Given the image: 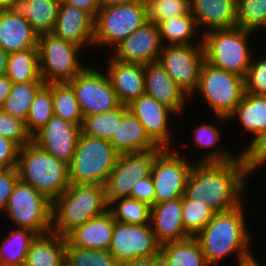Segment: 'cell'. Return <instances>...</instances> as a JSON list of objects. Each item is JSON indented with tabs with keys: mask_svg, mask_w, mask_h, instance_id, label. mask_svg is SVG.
<instances>
[{
	"mask_svg": "<svg viewBox=\"0 0 266 266\" xmlns=\"http://www.w3.org/2000/svg\"><path fill=\"white\" fill-rule=\"evenodd\" d=\"M248 176L238 155L229 162L194 161L184 196L215 213L228 211L244 201Z\"/></svg>",
	"mask_w": 266,
	"mask_h": 266,
	"instance_id": "6da1fadb",
	"label": "cell"
},
{
	"mask_svg": "<svg viewBox=\"0 0 266 266\" xmlns=\"http://www.w3.org/2000/svg\"><path fill=\"white\" fill-rule=\"evenodd\" d=\"M244 202L231 210L215 213L195 236L210 266H219L220 261L233 253L237 254V261L252 253L253 237L246 223Z\"/></svg>",
	"mask_w": 266,
	"mask_h": 266,
	"instance_id": "7a4b0ae2",
	"label": "cell"
},
{
	"mask_svg": "<svg viewBox=\"0 0 266 266\" xmlns=\"http://www.w3.org/2000/svg\"><path fill=\"white\" fill-rule=\"evenodd\" d=\"M105 186L70 184L52 202L51 232L65 237L70 231L108 210Z\"/></svg>",
	"mask_w": 266,
	"mask_h": 266,
	"instance_id": "3957f363",
	"label": "cell"
},
{
	"mask_svg": "<svg viewBox=\"0 0 266 266\" xmlns=\"http://www.w3.org/2000/svg\"><path fill=\"white\" fill-rule=\"evenodd\" d=\"M17 171L21 182L31 185L51 202L70 185L68 164L57 160L33 141L19 149Z\"/></svg>",
	"mask_w": 266,
	"mask_h": 266,
	"instance_id": "277c9868",
	"label": "cell"
},
{
	"mask_svg": "<svg viewBox=\"0 0 266 266\" xmlns=\"http://www.w3.org/2000/svg\"><path fill=\"white\" fill-rule=\"evenodd\" d=\"M251 34L255 33L237 26L206 33L203 35L205 61L245 78L254 56L249 45Z\"/></svg>",
	"mask_w": 266,
	"mask_h": 266,
	"instance_id": "5b68a950",
	"label": "cell"
},
{
	"mask_svg": "<svg viewBox=\"0 0 266 266\" xmlns=\"http://www.w3.org/2000/svg\"><path fill=\"white\" fill-rule=\"evenodd\" d=\"M118 156L119 153L108 140L81 132L73 159L68 165L70 184L104 185Z\"/></svg>",
	"mask_w": 266,
	"mask_h": 266,
	"instance_id": "8992f818",
	"label": "cell"
},
{
	"mask_svg": "<svg viewBox=\"0 0 266 266\" xmlns=\"http://www.w3.org/2000/svg\"><path fill=\"white\" fill-rule=\"evenodd\" d=\"M202 96L216 120L228 121L245 92L244 78L203 62L196 90L190 96Z\"/></svg>",
	"mask_w": 266,
	"mask_h": 266,
	"instance_id": "52a82bcc",
	"label": "cell"
},
{
	"mask_svg": "<svg viewBox=\"0 0 266 266\" xmlns=\"http://www.w3.org/2000/svg\"><path fill=\"white\" fill-rule=\"evenodd\" d=\"M147 20L145 0L99 9L94 20L93 47L114 49Z\"/></svg>",
	"mask_w": 266,
	"mask_h": 266,
	"instance_id": "ba28073f",
	"label": "cell"
},
{
	"mask_svg": "<svg viewBox=\"0 0 266 266\" xmlns=\"http://www.w3.org/2000/svg\"><path fill=\"white\" fill-rule=\"evenodd\" d=\"M37 47L45 84L69 82L87 67L79 56L85 49L52 33L40 35Z\"/></svg>",
	"mask_w": 266,
	"mask_h": 266,
	"instance_id": "9c48e42d",
	"label": "cell"
},
{
	"mask_svg": "<svg viewBox=\"0 0 266 266\" xmlns=\"http://www.w3.org/2000/svg\"><path fill=\"white\" fill-rule=\"evenodd\" d=\"M4 216L17 228H27L37 235L51 232L52 202L31 185L20 180L16 183Z\"/></svg>",
	"mask_w": 266,
	"mask_h": 266,
	"instance_id": "30bf717a",
	"label": "cell"
},
{
	"mask_svg": "<svg viewBox=\"0 0 266 266\" xmlns=\"http://www.w3.org/2000/svg\"><path fill=\"white\" fill-rule=\"evenodd\" d=\"M176 149V150H175ZM181 150L162 149L156 156L151 167V177L154 183V204L182 198L185 193L187 180L192 162L186 159V154L180 155Z\"/></svg>",
	"mask_w": 266,
	"mask_h": 266,
	"instance_id": "8fae6325",
	"label": "cell"
},
{
	"mask_svg": "<svg viewBox=\"0 0 266 266\" xmlns=\"http://www.w3.org/2000/svg\"><path fill=\"white\" fill-rule=\"evenodd\" d=\"M101 70L87 65L68 82L75 91L83 117L112 111L121 105L108 76Z\"/></svg>",
	"mask_w": 266,
	"mask_h": 266,
	"instance_id": "7c38bea8",
	"label": "cell"
},
{
	"mask_svg": "<svg viewBox=\"0 0 266 266\" xmlns=\"http://www.w3.org/2000/svg\"><path fill=\"white\" fill-rule=\"evenodd\" d=\"M162 149L119 154L105 186L108 204L120 198L131 197L133 186L151 173L155 156Z\"/></svg>",
	"mask_w": 266,
	"mask_h": 266,
	"instance_id": "4fadbf2b",
	"label": "cell"
},
{
	"mask_svg": "<svg viewBox=\"0 0 266 266\" xmlns=\"http://www.w3.org/2000/svg\"><path fill=\"white\" fill-rule=\"evenodd\" d=\"M204 61L203 45H163L158 58L165 71L189 96L197 88Z\"/></svg>",
	"mask_w": 266,
	"mask_h": 266,
	"instance_id": "5bb4252c",
	"label": "cell"
},
{
	"mask_svg": "<svg viewBox=\"0 0 266 266\" xmlns=\"http://www.w3.org/2000/svg\"><path fill=\"white\" fill-rule=\"evenodd\" d=\"M160 248L150 224L135 225L114 220L108 251L120 264L139 257L159 255Z\"/></svg>",
	"mask_w": 266,
	"mask_h": 266,
	"instance_id": "9a60e30c",
	"label": "cell"
},
{
	"mask_svg": "<svg viewBox=\"0 0 266 266\" xmlns=\"http://www.w3.org/2000/svg\"><path fill=\"white\" fill-rule=\"evenodd\" d=\"M128 110L144 126L149 138L162 149H172L170 116L178 114L168 106L159 103L147 94L141 95L127 105ZM171 143V144H170Z\"/></svg>",
	"mask_w": 266,
	"mask_h": 266,
	"instance_id": "2e32d148",
	"label": "cell"
},
{
	"mask_svg": "<svg viewBox=\"0 0 266 266\" xmlns=\"http://www.w3.org/2000/svg\"><path fill=\"white\" fill-rule=\"evenodd\" d=\"M80 134V126L53 115L47 124L32 137V141L57 160L69 165Z\"/></svg>",
	"mask_w": 266,
	"mask_h": 266,
	"instance_id": "e0dca14e",
	"label": "cell"
},
{
	"mask_svg": "<svg viewBox=\"0 0 266 266\" xmlns=\"http://www.w3.org/2000/svg\"><path fill=\"white\" fill-rule=\"evenodd\" d=\"M162 47L158 25L146 22L119 43L112 50V55L108 56L121 62L146 65L158 61Z\"/></svg>",
	"mask_w": 266,
	"mask_h": 266,
	"instance_id": "ac0fdd59",
	"label": "cell"
},
{
	"mask_svg": "<svg viewBox=\"0 0 266 266\" xmlns=\"http://www.w3.org/2000/svg\"><path fill=\"white\" fill-rule=\"evenodd\" d=\"M145 94L162 103L178 115L184 114L190 96L173 80L162 65L152 62L144 65Z\"/></svg>",
	"mask_w": 266,
	"mask_h": 266,
	"instance_id": "d6986e66",
	"label": "cell"
},
{
	"mask_svg": "<svg viewBox=\"0 0 266 266\" xmlns=\"http://www.w3.org/2000/svg\"><path fill=\"white\" fill-rule=\"evenodd\" d=\"M95 17L76 6L60 3L57 20L52 34L78 45L93 47Z\"/></svg>",
	"mask_w": 266,
	"mask_h": 266,
	"instance_id": "ffe728a7",
	"label": "cell"
},
{
	"mask_svg": "<svg viewBox=\"0 0 266 266\" xmlns=\"http://www.w3.org/2000/svg\"><path fill=\"white\" fill-rule=\"evenodd\" d=\"M106 62L105 66L107 67L104 72L122 105L127 106L133 100L145 94L144 65L121 62L112 56Z\"/></svg>",
	"mask_w": 266,
	"mask_h": 266,
	"instance_id": "44dd1931",
	"label": "cell"
},
{
	"mask_svg": "<svg viewBox=\"0 0 266 266\" xmlns=\"http://www.w3.org/2000/svg\"><path fill=\"white\" fill-rule=\"evenodd\" d=\"M38 34L15 9L0 10V48L7 54L38 48Z\"/></svg>",
	"mask_w": 266,
	"mask_h": 266,
	"instance_id": "7402d4cb",
	"label": "cell"
},
{
	"mask_svg": "<svg viewBox=\"0 0 266 266\" xmlns=\"http://www.w3.org/2000/svg\"><path fill=\"white\" fill-rule=\"evenodd\" d=\"M236 0H190V12L202 36L214 30L236 27Z\"/></svg>",
	"mask_w": 266,
	"mask_h": 266,
	"instance_id": "603a6c76",
	"label": "cell"
},
{
	"mask_svg": "<svg viewBox=\"0 0 266 266\" xmlns=\"http://www.w3.org/2000/svg\"><path fill=\"white\" fill-rule=\"evenodd\" d=\"M114 219L109 210L77 226L66 236V247L108 250L113 235Z\"/></svg>",
	"mask_w": 266,
	"mask_h": 266,
	"instance_id": "cb8c5ba5",
	"label": "cell"
},
{
	"mask_svg": "<svg viewBox=\"0 0 266 266\" xmlns=\"http://www.w3.org/2000/svg\"><path fill=\"white\" fill-rule=\"evenodd\" d=\"M150 225L160 244L189 238L183 228L182 198L151 206Z\"/></svg>",
	"mask_w": 266,
	"mask_h": 266,
	"instance_id": "d4e9b609",
	"label": "cell"
},
{
	"mask_svg": "<svg viewBox=\"0 0 266 266\" xmlns=\"http://www.w3.org/2000/svg\"><path fill=\"white\" fill-rule=\"evenodd\" d=\"M109 142L119 154L162 149L149 138L144 126L129 110L122 116Z\"/></svg>",
	"mask_w": 266,
	"mask_h": 266,
	"instance_id": "484cf974",
	"label": "cell"
},
{
	"mask_svg": "<svg viewBox=\"0 0 266 266\" xmlns=\"http://www.w3.org/2000/svg\"><path fill=\"white\" fill-rule=\"evenodd\" d=\"M66 261V238L49 232L37 235L24 266H62Z\"/></svg>",
	"mask_w": 266,
	"mask_h": 266,
	"instance_id": "4316f807",
	"label": "cell"
},
{
	"mask_svg": "<svg viewBox=\"0 0 266 266\" xmlns=\"http://www.w3.org/2000/svg\"><path fill=\"white\" fill-rule=\"evenodd\" d=\"M161 266H210L195 237L161 244Z\"/></svg>",
	"mask_w": 266,
	"mask_h": 266,
	"instance_id": "83f0119b",
	"label": "cell"
},
{
	"mask_svg": "<svg viewBox=\"0 0 266 266\" xmlns=\"http://www.w3.org/2000/svg\"><path fill=\"white\" fill-rule=\"evenodd\" d=\"M59 6L60 0H17L14 8L40 36L53 31Z\"/></svg>",
	"mask_w": 266,
	"mask_h": 266,
	"instance_id": "f1b7e54d",
	"label": "cell"
},
{
	"mask_svg": "<svg viewBox=\"0 0 266 266\" xmlns=\"http://www.w3.org/2000/svg\"><path fill=\"white\" fill-rule=\"evenodd\" d=\"M237 118L244 132L254 137L256 134L266 130V95H254L244 92L241 101L228 120ZM232 118V119H231Z\"/></svg>",
	"mask_w": 266,
	"mask_h": 266,
	"instance_id": "f546056e",
	"label": "cell"
},
{
	"mask_svg": "<svg viewBox=\"0 0 266 266\" xmlns=\"http://www.w3.org/2000/svg\"><path fill=\"white\" fill-rule=\"evenodd\" d=\"M158 27L163 45H203L202 35L199 36L198 43L192 41L197 38L199 29H197L196 19L191 13H185L175 18H167L161 21Z\"/></svg>",
	"mask_w": 266,
	"mask_h": 266,
	"instance_id": "4dcf8cb0",
	"label": "cell"
},
{
	"mask_svg": "<svg viewBox=\"0 0 266 266\" xmlns=\"http://www.w3.org/2000/svg\"><path fill=\"white\" fill-rule=\"evenodd\" d=\"M6 235L0 243V266H24L37 234L27 228H13Z\"/></svg>",
	"mask_w": 266,
	"mask_h": 266,
	"instance_id": "1f68e13d",
	"label": "cell"
},
{
	"mask_svg": "<svg viewBox=\"0 0 266 266\" xmlns=\"http://www.w3.org/2000/svg\"><path fill=\"white\" fill-rule=\"evenodd\" d=\"M6 76L13 83L44 82L40 75L38 48L10 53Z\"/></svg>",
	"mask_w": 266,
	"mask_h": 266,
	"instance_id": "d6a6232c",
	"label": "cell"
},
{
	"mask_svg": "<svg viewBox=\"0 0 266 266\" xmlns=\"http://www.w3.org/2000/svg\"><path fill=\"white\" fill-rule=\"evenodd\" d=\"M192 134L197 147L208 149L202 157L199 155L200 158L196 162H229L237 158L227 147L217 146L218 141L221 142L222 133L221 129L217 128L215 124L205 122L200 126H196L195 130H192Z\"/></svg>",
	"mask_w": 266,
	"mask_h": 266,
	"instance_id": "836d02e7",
	"label": "cell"
},
{
	"mask_svg": "<svg viewBox=\"0 0 266 266\" xmlns=\"http://www.w3.org/2000/svg\"><path fill=\"white\" fill-rule=\"evenodd\" d=\"M54 115L82 126L83 115L72 86L68 82L51 83Z\"/></svg>",
	"mask_w": 266,
	"mask_h": 266,
	"instance_id": "e575fe53",
	"label": "cell"
},
{
	"mask_svg": "<svg viewBox=\"0 0 266 266\" xmlns=\"http://www.w3.org/2000/svg\"><path fill=\"white\" fill-rule=\"evenodd\" d=\"M127 111L128 107L121 104L112 111L85 116L83 117L81 132L91 137L110 141L122 116Z\"/></svg>",
	"mask_w": 266,
	"mask_h": 266,
	"instance_id": "d590c367",
	"label": "cell"
},
{
	"mask_svg": "<svg viewBox=\"0 0 266 266\" xmlns=\"http://www.w3.org/2000/svg\"><path fill=\"white\" fill-rule=\"evenodd\" d=\"M51 83L44 84L36 93L25 120L27 132L33 137L53 117Z\"/></svg>",
	"mask_w": 266,
	"mask_h": 266,
	"instance_id": "8d00e7d4",
	"label": "cell"
},
{
	"mask_svg": "<svg viewBox=\"0 0 266 266\" xmlns=\"http://www.w3.org/2000/svg\"><path fill=\"white\" fill-rule=\"evenodd\" d=\"M44 84V82L13 83L1 109L25 121L36 93Z\"/></svg>",
	"mask_w": 266,
	"mask_h": 266,
	"instance_id": "74e56055",
	"label": "cell"
},
{
	"mask_svg": "<svg viewBox=\"0 0 266 266\" xmlns=\"http://www.w3.org/2000/svg\"><path fill=\"white\" fill-rule=\"evenodd\" d=\"M150 209L146 203L131 197L113 200L108 206L115 221L135 225L150 224Z\"/></svg>",
	"mask_w": 266,
	"mask_h": 266,
	"instance_id": "f35d334b",
	"label": "cell"
},
{
	"mask_svg": "<svg viewBox=\"0 0 266 266\" xmlns=\"http://www.w3.org/2000/svg\"><path fill=\"white\" fill-rule=\"evenodd\" d=\"M236 26L255 32L265 27L266 0H236Z\"/></svg>",
	"mask_w": 266,
	"mask_h": 266,
	"instance_id": "ab89813d",
	"label": "cell"
},
{
	"mask_svg": "<svg viewBox=\"0 0 266 266\" xmlns=\"http://www.w3.org/2000/svg\"><path fill=\"white\" fill-rule=\"evenodd\" d=\"M215 212L205 204L195 203L182 197V221L185 232L195 237L213 218Z\"/></svg>",
	"mask_w": 266,
	"mask_h": 266,
	"instance_id": "60d3db41",
	"label": "cell"
},
{
	"mask_svg": "<svg viewBox=\"0 0 266 266\" xmlns=\"http://www.w3.org/2000/svg\"><path fill=\"white\" fill-rule=\"evenodd\" d=\"M66 262L70 266H120L108 250L66 247Z\"/></svg>",
	"mask_w": 266,
	"mask_h": 266,
	"instance_id": "b9f144b4",
	"label": "cell"
},
{
	"mask_svg": "<svg viewBox=\"0 0 266 266\" xmlns=\"http://www.w3.org/2000/svg\"><path fill=\"white\" fill-rule=\"evenodd\" d=\"M148 22L158 25L167 18L190 12V0H145Z\"/></svg>",
	"mask_w": 266,
	"mask_h": 266,
	"instance_id": "7bdbcfd3",
	"label": "cell"
},
{
	"mask_svg": "<svg viewBox=\"0 0 266 266\" xmlns=\"http://www.w3.org/2000/svg\"><path fill=\"white\" fill-rule=\"evenodd\" d=\"M239 153L245 172L250 174L257 172L266 163V130L256 134L251 141Z\"/></svg>",
	"mask_w": 266,
	"mask_h": 266,
	"instance_id": "ee69618b",
	"label": "cell"
},
{
	"mask_svg": "<svg viewBox=\"0 0 266 266\" xmlns=\"http://www.w3.org/2000/svg\"><path fill=\"white\" fill-rule=\"evenodd\" d=\"M0 136L16 143L20 148L32 141L27 132L25 121L0 109Z\"/></svg>",
	"mask_w": 266,
	"mask_h": 266,
	"instance_id": "f6af8a7d",
	"label": "cell"
},
{
	"mask_svg": "<svg viewBox=\"0 0 266 266\" xmlns=\"http://www.w3.org/2000/svg\"><path fill=\"white\" fill-rule=\"evenodd\" d=\"M244 83L246 92L254 95H266V55L258 58L252 57Z\"/></svg>",
	"mask_w": 266,
	"mask_h": 266,
	"instance_id": "bcb514c9",
	"label": "cell"
},
{
	"mask_svg": "<svg viewBox=\"0 0 266 266\" xmlns=\"http://www.w3.org/2000/svg\"><path fill=\"white\" fill-rule=\"evenodd\" d=\"M18 181L17 168L0 169V214L4 213L9 197Z\"/></svg>",
	"mask_w": 266,
	"mask_h": 266,
	"instance_id": "7dc6e473",
	"label": "cell"
},
{
	"mask_svg": "<svg viewBox=\"0 0 266 266\" xmlns=\"http://www.w3.org/2000/svg\"><path fill=\"white\" fill-rule=\"evenodd\" d=\"M19 149L16 143L0 136V169L17 168Z\"/></svg>",
	"mask_w": 266,
	"mask_h": 266,
	"instance_id": "c3c4849f",
	"label": "cell"
},
{
	"mask_svg": "<svg viewBox=\"0 0 266 266\" xmlns=\"http://www.w3.org/2000/svg\"><path fill=\"white\" fill-rule=\"evenodd\" d=\"M155 189L151 175L140 179L138 183L133 186L131 191V198L146 203L150 207L154 205Z\"/></svg>",
	"mask_w": 266,
	"mask_h": 266,
	"instance_id": "681fc988",
	"label": "cell"
},
{
	"mask_svg": "<svg viewBox=\"0 0 266 266\" xmlns=\"http://www.w3.org/2000/svg\"><path fill=\"white\" fill-rule=\"evenodd\" d=\"M60 3H65L84 9L90 12L94 17L99 10L98 0H60Z\"/></svg>",
	"mask_w": 266,
	"mask_h": 266,
	"instance_id": "f907efd6",
	"label": "cell"
},
{
	"mask_svg": "<svg viewBox=\"0 0 266 266\" xmlns=\"http://www.w3.org/2000/svg\"><path fill=\"white\" fill-rule=\"evenodd\" d=\"M120 266H161V260L159 255L139 257L125 261Z\"/></svg>",
	"mask_w": 266,
	"mask_h": 266,
	"instance_id": "816d5d0a",
	"label": "cell"
},
{
	"mask_svg": "<svg viewBox=\"0 0 266 266\" xmlns=\"http://www.w3.org/2000/svg\"><path fill=\"white\" fill-rule=\"evenodd\" d=\"M12 85L13 82L6 75L0 77V109L10 93Z\"/></svg>",
	"mask_w": 266,
	"mask_h": 266,
	"instance_id": "f5cc1de1",
	"label": "cell"
},
{
	"mask_svg": "<svg viewBox=\"0 0 266 266\" xmlns=\"http://www.w3.org/2000/svg\"><path fill=\"white\" fill-rule=\"evenodd\" d=\"M255 254L251 253L250 255L240 259L237 261V266H261V263L259 264V261L257 262V259H255Z\"/></svg>",
	"mask_w": 266,
	"mask_h": 266,
	"instance_id": "db71d44e",
	"label": "cell"
},
{
	"mask_svg": "<svg viewBox=\"0 0 266 266\" xmlns=\"http://www.w3.org/2000/svg\"><path fill=\"white\" fill-rule=\"evenodd\" d=\"M137 0H98L99 9L107 6L128 4Z\"/></svg>",
	"mask_w": 266,
	"mask_h": 266,
	"instance_id": "11a10c76",
	"label": "cell"
},
{
	"mask_svg": "<svg viewBox=\"0 0 266 266\" xmlns=\"http://www.w3.org/2000/svg\"><path fill=\"white\" fill-rule=\"evenodd\" d=\"M8 55L9 54L0 48V77L6 75Z\"/></svg>",
	"mask_w": 266,
	"mask_h": 266,
	"instance_id": "9f6ffc18",
	"label": "cell"
},
{
	"mask_svg": "<svg viewBox=\"0 0 266 266\" xmlns=\"http://www.w3.org/2000/svg\"><path fill=\"white\" fill-rule=\"evenodd\" d=\"M17 0H0V10L13 9Z\"/></svg>",
	"mask_w": 266,
	"mask_h": 266,
	"instance_id": "6f0895ef",
	"label": "cell"
},
{
	"mask_svg": "<svg viewBox=\"0 0 266 266\" xmlns=\"http://www.w3.org/2000/svg\"><path fill=\"white\" fill-rule=\"evenodd\" d=\"M62 266H70V265L65 261Z\"/></svg>",
	"mask_w": 266,
	"mask_h": 266,
	"instance_id": "680465c9",
	"label": "cell"
}]
</instances>
